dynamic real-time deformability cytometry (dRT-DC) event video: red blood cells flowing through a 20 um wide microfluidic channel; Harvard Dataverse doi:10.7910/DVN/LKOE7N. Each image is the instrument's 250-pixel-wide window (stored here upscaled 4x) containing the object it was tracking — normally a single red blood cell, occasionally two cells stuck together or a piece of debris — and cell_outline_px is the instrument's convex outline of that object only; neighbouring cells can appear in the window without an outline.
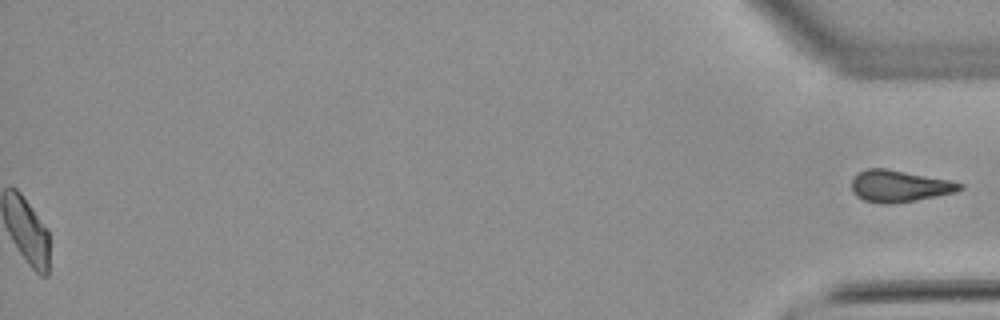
{"species": "common noctule bat (a hibernating species)", "species_latin": "Nyctalus noctula", "temperature_condition": "warm", "stored_images_in_passage": 55, "segment_of_instrument_passage": [2, 2], "camera_frame_rate_fps": 3000, "um_per_image_px": 0.085, "animal": {"sex": "male", "body_mass_g": 21.5, "forearm_length_mm": 52.0}, "frame": {"image": 1, "passage_image": 55, "time_ms": 18.0, "image_size_px": [1000, 320], "cell_outline_px": [[964, 188], [956, 192], [916, 200], [892, 204], [880, 204], [864, 200], [856, 196], [852, 192], [852, 180], [860, 172], [868, 168], [888, 168], [948, 180], [964, 184]], "centroid_in_image_um": [76.44, 15.82], "position_along_channel_um": 358.8, "area_um2": 20.0}}